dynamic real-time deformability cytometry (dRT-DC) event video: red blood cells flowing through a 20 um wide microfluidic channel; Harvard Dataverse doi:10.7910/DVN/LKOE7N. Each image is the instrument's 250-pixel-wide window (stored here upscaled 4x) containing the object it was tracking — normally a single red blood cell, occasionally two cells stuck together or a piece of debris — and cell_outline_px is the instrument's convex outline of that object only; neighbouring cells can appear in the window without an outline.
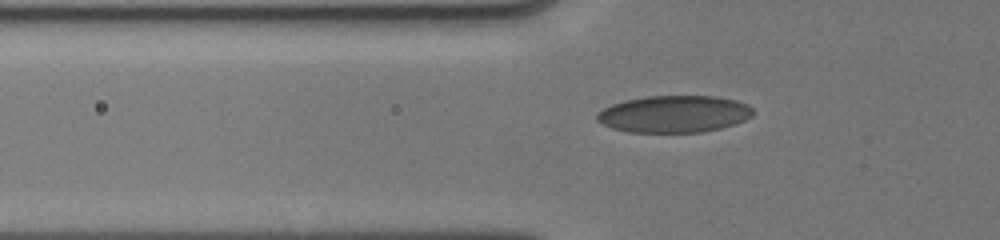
{"species": "human", "species_latin": "Homo sapiens", "temperature_condition": "cold", "stored_images_in_passage": 13, "camera_frame_rate_fps": 3000, "um_per_image_px": 0.085, "donor": {"sex": "male"}, "frame": {"image": 1, "passage_image": 8, "time_ms": 1.333, "image_size_px": [1000, 240], "cell_outline_px": [[756, 112], [752, 116], [744, 120], [720, 128], [700, 132], [628, 132], [612, 128], [596, 120], [596, 116], [604, 108], [612, 104], [624, 100], [644, 96], [716, 96], [736, 100], [748, 104]], "centroid_in_image_um": [57.31, 9.68], "position_along_channel_um": 68.5, "area_um2": 33.64}}
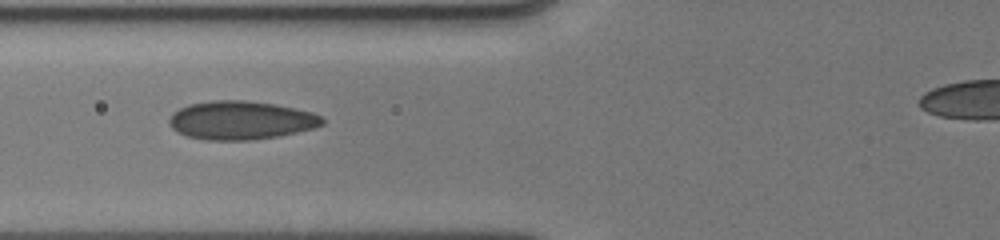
{"frame": {"image": 2, "passage_image": 12, "time_ms": 2.333, "image_size_px": [1000, 240], "cell_outline_px": [[324, 124], [316, 128], [280, 136], [252, 140], [204, 140], [188, 136], [176, 132], [168, 124], [168, 120], [172, 112], [188, 104], [212, 100], [244, 100], [276, 104], [296, 108], [312, 112], [320, 116], [324, 120]], "centroid_in_image_um": [20.47, 10.22], "position_along_channel_um": 105.3, "area_um2": 34.8}}